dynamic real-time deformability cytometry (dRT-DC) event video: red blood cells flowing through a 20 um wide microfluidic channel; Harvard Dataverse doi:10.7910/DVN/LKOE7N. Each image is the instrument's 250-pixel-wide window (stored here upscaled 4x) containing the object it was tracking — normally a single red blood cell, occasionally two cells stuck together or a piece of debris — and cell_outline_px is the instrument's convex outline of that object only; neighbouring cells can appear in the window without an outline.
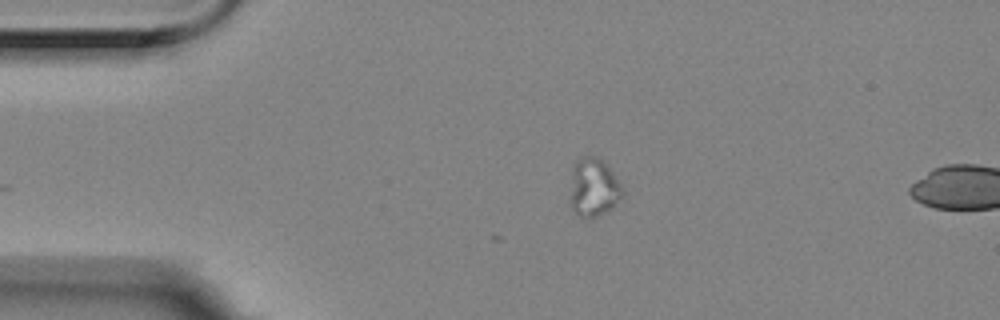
{"species": "Egyptian fruit bat (a non-hibernating species)", "species_latin": "Rousettus aegyptiacus", "temperature_condition": "room temperature", "stored_images_in_passage": 4, "segment_of_instrument_passage": [1, 2], "camera_frame_rate_fps": 3000, "um_per_image_px": 0.085, "animal": {"sex": "female"}, "frame": {"image": 1, "passage_image": 1, "time_ms": 0.0, "image_size_px": [1000, 320], "cell_outline_px": [[620, 196], [604, 212], [596, 216], [580, 216], [572, 208], [572, 168], [576, 160], [584, 156], [596, 156], [612, 172], [620, 184]], "centroid_in_image_um": [50.41, 15.88], "position_along_channel_um": 34.6, "area_um2": 16.53}}